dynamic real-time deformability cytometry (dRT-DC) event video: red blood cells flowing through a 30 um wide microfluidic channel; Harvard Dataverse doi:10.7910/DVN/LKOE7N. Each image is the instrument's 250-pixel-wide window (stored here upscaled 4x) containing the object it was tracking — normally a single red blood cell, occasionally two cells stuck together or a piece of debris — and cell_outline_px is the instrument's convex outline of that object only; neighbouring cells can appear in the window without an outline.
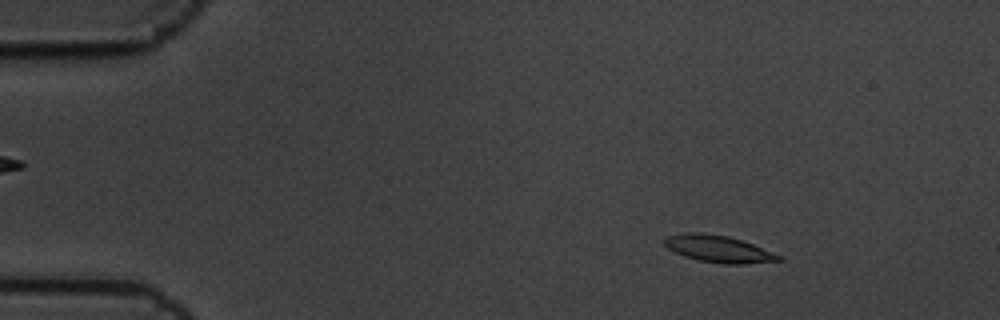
{"species": "common noctule bat (a hibernating species)", "species_latin": "Nyctalus noctula", "temperature_condition": "cold", "stored_images_in_passage": 6, "camera_frame_rate_fps": 3000, "um_per_image_px": 0.085, "animal": {"sex": "male", "body_mass_g": 19.5, "forearm_length_mm": 54.6}, "frame": {"image": 1, "passage_image": 2, "time_ms": 0.333, "image_size_px": [1000, 320], "cell_outline_px": [[784, 260], [744, 264], [724, 264], [700, 260], [684, 256], [668, 248], [664, 244], [664, 240], [668, 236], [684, 232], [700, 232], [728, 236], [752, 244], [784, 256]], "centroid_in_image_um": [61.1, 21.16], "position_along_channel_um": 23.9, "area_um2": 17.86}}
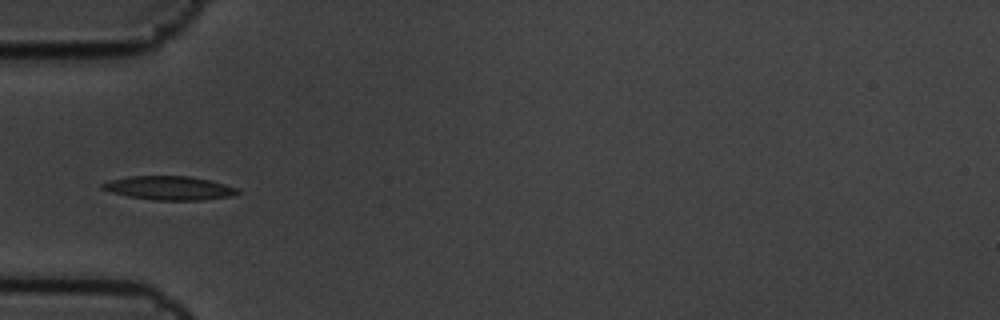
{"frame": {"image": 2, "passage_image": 5, "time_ms": 1.333, "image_size_px": [1000, 320], "cell_outline_px": [[240, 192], [232, 196], [204, 200], [152, 200], [128, 196], [112, 192], [100, 188], [100, 184], [108, 180], [128, 176], [188, 176], [208, 180], [224, 184], [236, 188]], "centroid_in_image_um": [14.34, 15.98], "position_along_channel_um": 70.7, "area_um2": 18.73}}
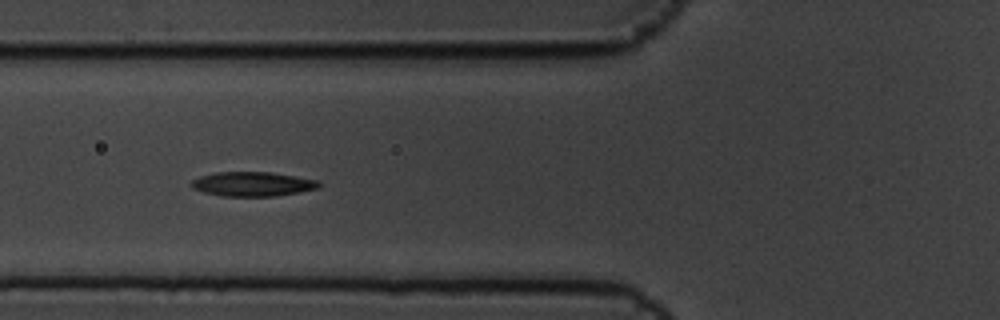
{"frame": {"image": 3, "passage_image": 6, "time_ms": 1.667, "image_size_px": [1000, 320], "cell_outline_px": [[324, 184], [320, 188], [300, 192], [276, 196], [220, 196], [204, 192], [192, 188], [188, 184], [192, 180], [200, 176], [216, 172], [272, 172], [320, 180]], "centroid_in_image_um": [21.52, 15.64], "position_along_channel_um": 104.3, "area_um2": 18.5}}